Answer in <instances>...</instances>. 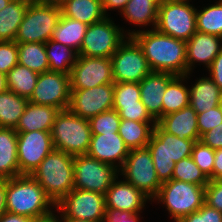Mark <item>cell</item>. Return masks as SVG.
I'll return each mask as SVG.
<instances>
[{"label":"cell","mask_w":222,"mask_h":222,"mask_svg":"<svg viewBox=\"0 0 222 222\" xmlns=\"http://www.w3.org/2000/svg\"><path fill=\"white\" fill-rule=\"evenodd\" d=\"M15 129L0 128V179H11L19 175Z\"/></svg>","instance_id":"25"},{"label":"cell","mask_w":222,"mask_h":222,"mask_svg":"<svg viewBox=\"0 0 222 222\" xmlns=\"http://www.w3.org/2000/svg\"><path fill=\"white\" fill-rule=\"evenodd\" d=\"M33 218H29L27 216H22L10 212H5L0 217V222H33Z\"/></svg>","instance_id":"51"},{"label":"cell","mask_w":222,"mask_h":222,"mask_svg":"<svg viewBox=\"0 0 222 222\" xmlns=\"http://www.w3.org/2000/svg\"><path fill=\"white\" fill-rule=\"evenodd\" d=\"M174 77L171 73L151 72L139 82L141 102L156 122L162 117L165 89Z\"/></svg>","instance_id":"20"},{"label":"cell","mask_w":222,"mask_h":222,"mask_svg":"<svg viewBox=\"0 0 222 222\" xmlns=\"http://www.w3.org/2000/svg\"><path fill=\"white\" fill-rule=\"evenodd\" d=\"M51 206L55 204L31 175L6 179L7 212L38 219L51 214Z\"/></svg>","instance_id":"2"},{"label":"cell","mask_w":222,"mask_h":222,"mask_svg":"<svg viewBox=\"0 0 222 222\" xmlns=\"http://www.w3.org/2000/svg\"><path fill=\"white\" fill-rule=\"evenodd\" d=\"M138 216V213L106 208L103 222H139Z\"/></svg>","instance_id":"46"},{"label":"cell","mask_w":222,"mask_h":222,"mask_svg":"<svg viewBox=\"0 0 222 222\" xmlns=\"http://www.w3.org/2000/svg\"><path fill=\"white\" fill-rule=\"evenodd\" d=\"M8 90L6 74L0 72V93H3Z\"/></svg>","instance_id":"54"},{"label":"cell","mask_w":222,"mask_h":222,"mask_svg":"<svg viewBox=\"0 0 222 222\" xmlns=\"http://www.w3.org/2000/svg\"><path fill=\"white\" fill-rule=\"evenodd\" d=\"M120 122L121 118L114 109L102 112L89 119L92 134L117 133Z\"/></svg>","instance_id":"40"},{"label":"cell","mask_w":222,"mask_h":222,"mask_svg":"<svg viewBox=\"0 0 222 222\" xmlns=\"http://www.w3.org/2000/svg\"><path fill=\"white\" fill-rule=\"evenodd\" d=\"M157 124L167 133L180 139L199 141V129L197 125V112L190 106L161 117Z\"/></svg>","instance_id":"22"},{"label":"cell","mask_w":222,"mask_h":222,"mask_svg":"<svg viewBox=\"0 0 222 222\" xmlns=\"http://www.w3.org/2000/svg\"><path fill=\"white\" fill-rule=\"evenodd\" d=\"M220 105H221V107H222V93H221V101H220Z\"/></svg>","instance_id":"58"},{"label":"cell","mask_w":222,"mask_h":222,"mask_svg":"<svg viewBox=\"0 0 222 222\" xmlns=\"http://www.w3.org/2000/svg\"><path fill=\"white\" fill-rule=\"evenodd\" d=\"M141 102L139 83H114L113 109L118 111L123 106L137 105Z\"/></svg>","instance_id":"38"},{"label":"cell","mask_w":222,"mask_h":222,"mask_svg":"<svg viewBox=\"0 0 222 222\" xmlns=\"http://www.w3.org/2000/svg\"><path fill=\"white\" fill-rule=\"evenodd\" d=\"M49 71L70 74L78 52L70 46L49 40L45 43Z\"/></svg>","instance_id":"31"},{"label":"cell","mask_w":222,"mask_h":222,"mask_svg":"<svg viewBox=\"0 0 222 222\" xmlns=\"http://www.w3.org/2000/svg\"><path fill=\"white\" fill-rule=\"evenodd\" d=\"M6 212V179H0V217Z\"/></svg>","instance_id":"52"},{"label":"cell","mask_w":222,"mask_h":222,"mask_svg":"<svg viewBox=\"0 0 222 222\" xmlns=\"http://www.w3.org/2000/svg\"><path fill=\"white\" fill-rule=\"evenodd\" d=\"M126 39L110 58L113 80L114 83H139L152 71L138 43L132 37Z\"/></svg>","instance_id":"12"},{"label":"cell","mask_w":222,"mask_h":222,"mask_svg":"<svg viewBox=\"0 0 222 222\" xmlns=\"http://www.w3.org/2000/svg\"><path fill=\"white\" fill-rule=\"evenodd\" d=\"M88 25L78 20L61 16L51 40L70 46L79 52Z\"/></svg>","instance_id":"29"},{"label":"cell","mask_w":222,"mask_h":222,"mask_svg":"<svg viewBox=\"0 0 222 222\" xmlns=\"http://www.w3.org/2000/svg\"><path fill=\"white\" fill-rule=\"evenodd\" d=\"M196 10L189 0H161L156 29L188 41L196 33Z\"/></svg>","instance_id":"8"},{"label":"cell","mask_w":222,"mask_h":222,"mask_svg":"<svg viewBox=\"0 0 222 222\" xmlns=\"http://www.w3.org/2000/svg\"><path fill=\"white\" fill-rule=\"evenodd\" d=\"M123 33L108 16L88 25L78 56L111 58L127 38Z\"/></svg>","instance_id":"10"},{"label":"cell","mask_w":222,"mask_h":222,"mask_svg":"<svg viewBox=\"0 0 222 222\" xmlns=\"http://www.w3.org/2000/svg\"><path fill=\"white\" fill-rule=\"evenodd\" d=\"M18 64V43L0 41V72L7 74Z\"/></svg>","instance_id":"41"},{"label":"cell","mask_w":222,"mask_h":222,"mask_svg":"<svg viewBox=\"0 0 222 222\" xmlns=\"http://www.w3.org/2000/svg\"><path fill=\"white\" fill-rule=\"evenodd\" d=\"M28 102L10 90L0 93V128L15 129Z\"/></svg>","instance_id":"30"},{"label":"cell","mask_w":222,"mask_h":222,"mask_svg":"<svg viewBox=\"0 0 222 222\" xmlns=\"http://www.w3.org/2000/svg\"><path fill=\"white\" fill-rule=\"evenodd\" d=\"M42 1L54 2V3H56V4H59V3L62 2L63 0H42Z\"/></svg>","instance_id":"57"},{"label":"cell","mask_w":222,"mask_h":222,"mask_svg":"<svg viewBox=\"0 0 222 222\" xmlns=\"http://www.w3.org/2000/svg\"><path fill=\"white\" fill-rule=\"evenodd\" d=\"M12 0H0V10L4 9Z\"/></svg>","instance_id":"56"},{"label":"cell","mask_w":222,"mask_h":222,"mask_svg":"<svg viewBox=\"0 0 222 222\" xmlns=\"http://www.w3.org/2000/svg\"><path fill=\"white\" fill-rule=\"evenodd\" d=\"M114 83L89 89L71 90L68 109L81 118L90 119L102 112L113 109Z\"/></svg>","instance_id":"17"},{"label":"cell","mask_w":222,"mask_h":222,"mask_svg":"<svg viewBox=\"0 0 222 222\" xmlns=\"http://www.w3.org/2000/svg\"><path fill=\"white\" fill-rule=\"evenodd\" d=\"M129 1L130 0H102V8L105 16L108 9H119L120 12H122Z\"/></svg>","instance_id":"49"},{"label":"cell","mask_w":222,"mask_h":222,"mask_svg":"<svg viewBox=\"0 0 222 222\" xmlns=\"http://www.w3.org/2000/svg\"><path fill=\"white\" fill-rule=\"evenodd\" d=\"M194 143V140L180 139L165 132L158 124L154 126L146 147L151 153L161 183L171 180L176 162L191 156Z\"/></svg>","instance_id":"4"},{"label":"cell","mask_w":222,"mask_h":222,"mask_svg":"<svg viewBox=\"0 0 222 222\" xmlns=\"http://www.w3.org/2000/svg\"><path fill=\"white\" fill-rule=\"evenodd\" d=\"M142 48L152 72L187 74L186 41L160 33L156 28L128 32Z\"/></svg>","instance_id":"1"},{"label":"cell","mask_w":222,"mask_h":222,"mask_svg":"<svg viewBox=\"0 0 222 222\" xmlns=\"http://www.w3.org/2000/svg\"><path fill=\"white\" fill-rule=\"evenodd\" d=\"M171 179L194 183L204 187L209 181L205 174L192 160L191 156L175 163L174 172Z\"/></svg>","instance_id":"37"},{"label":"cell","mask_w":222,"mask_h":222,"mask_svg":"<svg viewBox=\"0 0 222 222\" xmlns=\"http://www.w3.org/2000/svg\"><path fill=\"white\" fill-rule=\"evenodd\" d=\"M120 171V175L125 176V181L135 186L149 200L158 195L162 183L157 178L154 162L147 147L130 149Z\"/></svg>","instance_id":"9"},{"label":"cell","mask_w":222,"mask_h":222,"mask_svg":"<svg viewBox=\"0 0 222 222\" xmlns=\"http://www.w3.org/2000/svg\"><path fill=\"white\" fill-rule=\"evenodd\" d=\"M29 3V0H12L0 10V41H15Z\"/></svg>","instance_id":"27"},{"label":"cell","mask_w":222,"mask_h":222,"mask_svg":"<svg viewBox=\"0 0 222 222\" xmlns=\"http://www.w3.org/2000/svg\"><path fill=\"white\" fill-rule=\"evenodd\" d=\"M55 208L60 211L61 218L103 222L106 210L105 195L73 189L55 205Z\"/></svg>","instance_id":"13"},{"label":"cell","mask_w":222,"mask_h":222,"mask_svg":"<svg viewBox=\"0 0 222 222\" xmlns=\"http://www.w3.org/2000/svg\"><path fill=\"white\" fill-rule=\"evenodd\" d=\"M191 158L205 176L209 180H213L215 150L199 140L194 143Z\"/></svg>","instance_id":"39"},{"label":"cell","mask_w":222,"mask_h":222,"mask_svg":"<svg viewBox=\"0 0 222 222\" xmlns=\"http://www.w3.org/2000/svg\"><path fill=\"white\" fill-rule=\"evenodd\" d=\"M166 206L175 222L200 209L205 203V187L179 180L163 182L154 198Z\"/></svg>","instance_id":"7"},{"label":"cell","mask_w":222,"mask_h":222,"mask_svg":"<svg viewBox=\"0 0 222 222\" xmlns=\"http://www.w3.org/2000/svg\"><path fill=\"white\" fill-rule=\"evenodd\" d=\"M129 148L117 133L92 134L87 155L100 162L110 164L118 170L124 165ZM119 161L117 165L115 162ZM120 168H119V167Z\"/></svg>","instance_id":"18"},{"label":"cell","mask_w":222,"mask_h":222,"mask_svg":"<svg viewBox=\"0 0 222 222\" xmlns=\"http://www.w3.org/2000/svg\"><path fill=\"white\" fill-rule=\"evenodd\" d=\"M73 167L74 189L105 195L112 182L118 179L119 170L116 167L100 162L87 154L74 156Z\"/></svg>","instance_id":"11"},{"label":"cell","mask_w":222,"mask_h":222,"mask_svg":"<svg viewBox=\"0 0 222 222\" xmlns=\"http://www.w3.org/2000/svg\"><path fill=\"white\" fill-rule=\"evenodd\" d=\"M196 10V31L222 37V0Z\"/></svg>","instance_id":"36"},{"label":"cell","mask_w":222,"mask_h":222,"mask_svg":"<svg viewBox=\"0 0 222 222\" xmlns=\"http://www.w3.org/2000/svg\"><path fill=\"white\" fill-rule=\"evenodd\" d=\"M205 203L222 212V181H208L205 186Z\"/></svg>","instance_id":"45"},{"label":"cell","mask_w":222,"mask_h":222,"mask_svg":"<svg viewBox=\"0 0 222 222\" xmlns=\"http://www.w3.org/2000/svg\"><path fill=\"white\" fill-rule=\"evenodd\" d=\"M59 5L63 16L87 25L97 23L106 17L102 0H63Z\"/></svg>","instance_id":"26"},{"label":"cell","mask_w":222,"mask_h":222,"mask_svg":"<svg viewBox=\"0 0 222 222\" xmlns=\"http://www.w3.org/2000/svg\"><path fill=\"white\" fill-rule=\"evenodd\" d=\"M114 83L110 58L78 56L70 73L71 90Z\"/></svg>","instance_id":"16"},{"label":"cell","mask_w":222,"mask_h":222,"mask_svg":"<svg viewBox=\"0 0 222 222\" xmlns=\"http://www.w3.org/2000/svg\"><path fill=\"white\" fill-rule=\"evenodd\" d=\"M19 175H31L42 160L54 149L51 132H17Z\"/></svg>","instance_id":"15"},{"label":"cell","mask_w":222,"mask_h":222,"mask_svg":"<svg viewBox=\"0 0 222 222\" xmlns=\"http://www.w3.org/2000/svg\"><path fill=\"white\" fill-rule=\"evenodd\" d=\"M222 123L221 105L211 108L209 111L197 113V125L200 138L214 127Z\"/></svg>","instance_id":"42"},{"label":"cell","mask_w":222,"mask_h":222,"mask_svg":"<svg viewBox=\"0 0 222 222\" xmlns=\"http://www.w3.org/2000/svg\"><path fill=\"white\" fill-rule=\"evenodd\" d=\"M222 37L199 31L186 41L187 73L190 75L193 63L201 62L209 68L222 49Z\"/></svg>","instance_id":"19"},{"label":"cell","mask_w":222,"mask_h":222,"mask_svg":"<svg viewBox=\"0 0 222 222\" xmlns=\"http://www.w3.org/2000/svg\"><path fill=\"white\" fill-rule=\"evenodd\" d=\"M57 217H58L57 215L55 216L53 213H51V214H48V215H46L44 217H40L38 219H34L33 222H62V218L60 220Z\"/></svg>","instance_id":"53"},{"label":"cell","mask_w":222,"mask_h":222,"mask_svg":"<svg viewBox=\"0 0 222 222\" xmlns=\"http://www.w3.org/2000/svg\"><path fill=\"white\" fill-rule=\"evenodd\" d=\"M39 74L28 67L17 64L7 74L8 90L29 99L36 86Z\"/></svg>","instance_id":"35"},{"label":"cell","mask_w":222,"mask_h":222,"mask_svg":"<svg viewBox=\"0 0 222 222\" xmlns=\"http://www.w3.org/2000/svg\"><path fill=\"white\" fill-rule=\"evenodd\" d=\"M62 16L60 5L48 1H30L18 28L15 42L46 43Z\"/></svg>","instance_id":"5"},{"label":"cell","mask_w":222,"mask_h":222,"mask_svg":"<svg viewBox=\"0 0 222 222\" xmlns=\"http://www.w3.org/2000/svg\"><path fill=\"white\" fill-rule=\"evenodd\" d=\"M178 222H222V212L204 203L196 212L182 217Z\"/></svg>","instance_id":"44"},{"label":"cell","mask_w":222,"mask_h":222,"mask_svg":"<svg viewBox=\"0 0 222 222\" xmlns=\"http://www.w3.org/2000/svg\"><path fill=\"white\" fill-rule=\"evenodd\" d=\"M62 222H91V221L74 219V218H62Z\"/></svg>","instance_id":"55"},{"label":"cell","mask_w":222,"mask_h":222,"mask_svg":"<svg viewBox=\"0 0 222 222\" xmlns=\"http://www.w3.org/2000/svg\"><path fill=\"white\" fill-rule=\"evenodd\" d=\"M61 110L57 107L45 106L28 102L19 123L15 128L16 132L49 131Z\"/></svg>","instance_id":"23"},{"label":"cell","mask_w":222,"mask_h":222,"mask_svg":"<svg viewBox=\"0 0 222 222\" xmlns=\"http://www.w3.org/2000/svg\"><path fill=\"white\" fill-rule=\"evenodd\" d=\"M74 156L53 149L31 176L56 205L74 189Z\"/></svg>","instance_id":"3"},{"label":"cell","mask_w":222,"mask_h":222,"mask_svg":"<svg viewBox=\"0 0 222 222\" xmlns=\"http://www.w3.org/2000/svg\"><path fill=\"white\" fill-rule=\"evenodd\" d=\"M148 199L132 184L125 180L117 181L115 179L105 193V206L106 208L139 213Z\"/></svg>","instance_id":"21"},{"label":"cell","mask_w":222,"mask_h":222,"mask_svg":"<svg viewBox=\"0 0 222 222\" xmlns=\"http://www.w3.org/2000/svg\"><path fill=\"white\" fill-rule=\"evenodd\" d=\"M186 78H188V73L183 76H175L168 83L162 99V117L189 105V88L182 83Z\"/></svg>","instance_id":"33"},{"label":"cell","mask_w":222,"mask_h":222,"mask_svg":"<svg viewBox=\"0 0 222 222\" xmlns=\"http://www.w3.org/2000/svg\"><path fill=\"white\" fill-rule=\"evenodd\" d=\"M222 90L210 77H202L189 89V105L197 112L220 105Z\"/></svg>","instance_id":"24"},{"label":"cell","mask_w":222,"mask_h":222,"mask_svg":"<svg viewBox=\"0 0 222 222\" xmlns=\"http://www.w3.org/2000/svg\"><path fill=\"white\" fill-rule=\"evenodd\" d=\"M71 96L70 74L47 71L39 74L29 102L68 109Z\"/></svg>","instance_id":"14"},{"label":"cell","mask_w":222,"mask_h":222,"mask_svg":"<svg viewBox=\"0 0 222 222\" xmlns=\"http://www.w3.org/2000/svg\"><path fill=\"white\" fill-rule=\"evenodd\" d=\"M200 141L214 150L222 149V123L206 132Z\"/></svg>","instance_id":"47"},{"label":"cell","mask_w":222,"mask_h":222,"mask_svg":"<svg viewBox=\"0 0 222 222\" xmlns=\"http://www.w3.org/2000/svg\"><path fill=\"white\" fill-rule=\"evenodd\" d=\"M18 64L38 74L49 71L45 43H18Z\"/></svg>","instance_id":"34"},{"label":"cell","mask_w":222,"mask_h":222,"mask_svg":"<svg viewBox=\"0 0 222 222\" xmlns=\"http://www.w3.org/2000/svg\"><path fill=\"white\" fill-rule=\"evenodd\" d=\"M160 0H130L121 15L130 23L135 25L148 24L154 25V29L157 25L158 20V10H159Z\"/></svg>","instance_id":"28"},{"label":"cell","mask_w":222,"mask_h":222,"mask_svg":"<svg viewBox=\"0 0 222 222\" xmlns=\"http://www.w3.org/2000/svg\"><path fill=\"white\" fill-rule=\"evenodd\" d=\"M150 123L121 119L118 134L129 150L145 148L148 145L154 129L153 125L150 127Z\"/></svg>","instance_id":"32"},{"label":"cell","mask_w":222,"mask_h":222,"mask_svg":"<svg viewBox=\"0 0 222 222\" xmlns=\"http://www.w3.org/2000/svg\"><path fill=\"white\" fill-rule=\"evenodd\" d=\"M117 112L121 119L137 122H152L153 126L157 124V122L150 116L142 102L137 105L123 106Z\"/></svg>","instance_id":"43"},{"label":"cell","mask_w":222,"mask_h":222,"mask_svg":"<svg viewBox=\"0 0 222 222\" xmlns=\"http://www.w3.org/2000/svg\"><path fill=\"white\" fill-rule=\"evenodd\" d=\"M89 120L74 115L69 109L61 110L53 123V147L72 156L87 154L91 141Z\"/></svg>","instance_id":"6"},{"label":"cell","mask_w":222,"mask_h":222,"mask_svg":"<svg viewBox=\"0 0 222 222\" xmlns=\"http://www.w3.org/2000/svg\"><path fill=\"white\" fill-rule=\"evenodd\" d=\"M213 180L222 181V149L215 150V160L213 166Z\"/></svg>","instance_id":"50"},{"label":"cell","mask_w":222,"mask_h":222,"mask_svg":"<svg viewBox=\"0 0 222 222\" xmlns=\"http://www.w3.org/2000/svg\"><path fill=\"white\" fill-rule=\"evenodd\" d=\"M208 70L210 72V78L222 90V49L220 53L215 57Z\"/></svg>","instance_id":"48"}]
</instances>
